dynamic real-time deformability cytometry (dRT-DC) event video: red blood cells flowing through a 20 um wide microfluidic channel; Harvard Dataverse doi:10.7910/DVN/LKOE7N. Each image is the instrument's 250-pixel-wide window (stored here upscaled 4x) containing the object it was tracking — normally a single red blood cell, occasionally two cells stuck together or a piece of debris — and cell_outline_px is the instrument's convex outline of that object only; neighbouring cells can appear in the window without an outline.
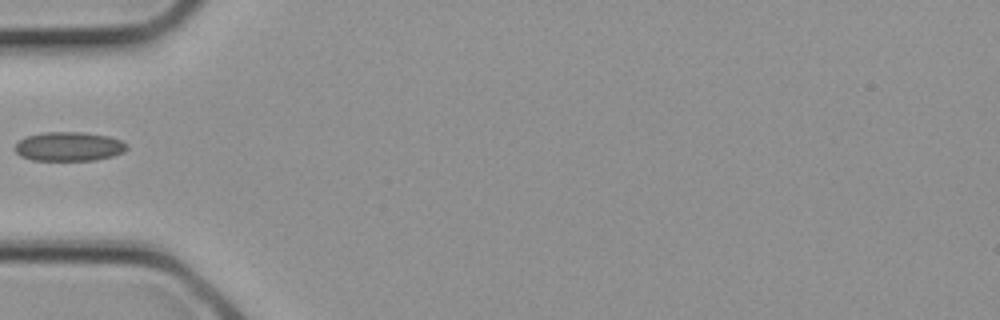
{"species": "common noctule bat (a hibernating species)", "species_latin": "Nyctalus noctula", "temperature_condition": "cold", "stored_images_in_passage": 4, "camera_frame_rate_fps": 3000, "um_per_image_px": 0.085, "animal": {"sex": "female", "body_mass_g": 21.9}, "frame": {"image": 1, "passage_image": 4, "time_ms": 1.0, "image_size_px": [1000, 320], "cell_outline_px": [[128, 148], [124, 152], [112, 156], [96, 160], [32, 160], [20, 156], [16, 152], [16, 144], [24, 136], [44, 132], [84, 132], [108, 136], [120, 140], [128, 144]], "centroid_in_image_um": [5.87, 12.45], "position_along_channel_um": 79.1, "area_um2": 19.07}}